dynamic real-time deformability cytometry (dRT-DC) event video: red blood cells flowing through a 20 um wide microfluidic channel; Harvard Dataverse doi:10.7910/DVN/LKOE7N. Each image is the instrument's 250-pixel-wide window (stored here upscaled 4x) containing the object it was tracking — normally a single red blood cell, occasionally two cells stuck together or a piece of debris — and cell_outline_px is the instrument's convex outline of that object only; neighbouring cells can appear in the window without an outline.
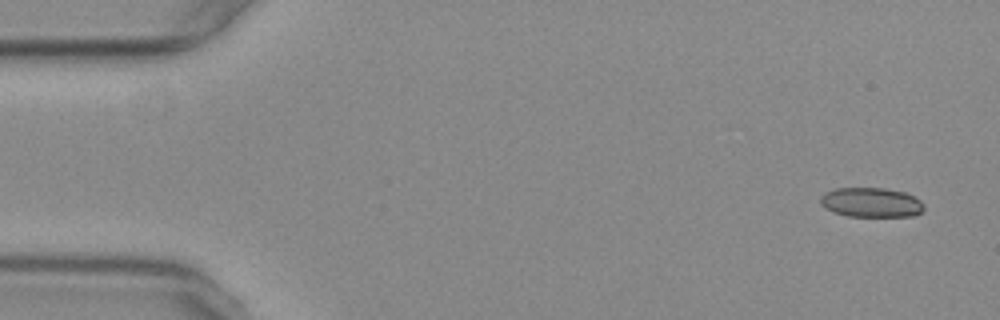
{"species": "common noctule bat (a hibernating species)", "species_latin": "Nyctalus noctula", "temperature_condition": "warm", "stored_images_in_passage": 14, "camera_frame_rate_fps": 3000, "um_per_image_px": 0.085, "animal": {"sex": "female", "body_mass_g": 29.2, "forearm_length_mm": 56.3}, "frame": {"image": 1, "passage_image": 1, "time_ms": 0.0, "image_size_px": [1000, 320], "cell_outline_px": [[924, 212], [912, 216], [848, 216], [832, 212], [824, 208], [820, 204], [820, 196], [824, 192], [836, 188], [884, 188], [904, 192], [920, 200], [924, 204]], "centroid_in_image_um": [74.03, 17.21], "position_along_channel_um": 11.0, "area_um2": 18.03}}
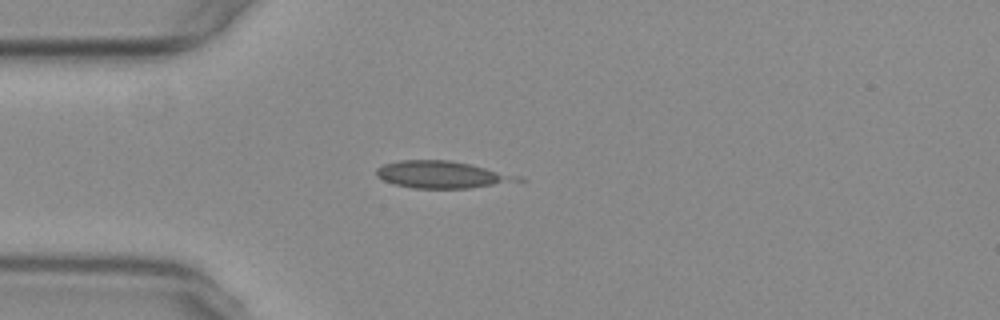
{"frame": {"image": 2, "passage_image": 13, "time_ms": 4.0, "image_size_px": [1000, 320], "cell_outline_px": [[528, 180], [468, 188], [412, 188], [396, 184], [384, 180], [376, 176], [376, 168], [384, 164], [400, 160], [448, 160], [468, 164], [520, 176]], "centroid_in_image_um": [37.55, 14.84], "position_along_channel_um": 47.5, "area_um2": 22.02}}